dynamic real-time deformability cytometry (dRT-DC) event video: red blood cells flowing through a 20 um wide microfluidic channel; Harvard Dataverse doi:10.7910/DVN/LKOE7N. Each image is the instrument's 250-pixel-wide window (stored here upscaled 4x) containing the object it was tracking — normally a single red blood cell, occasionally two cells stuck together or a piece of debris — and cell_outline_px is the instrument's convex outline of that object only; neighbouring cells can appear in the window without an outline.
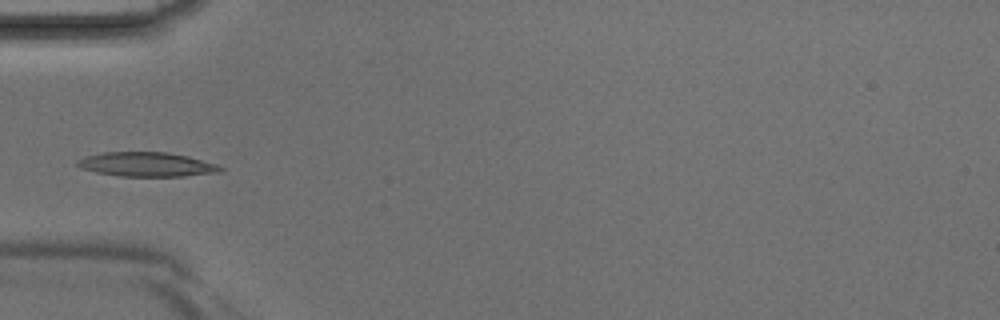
{"species": "Egyptian fruit bat (a non-hibernating species)", "species_latin": "Rousettus aegyptiacus", "temperature_condition": "room temperature", "stored_images_in_passage": 4, "camera_frame_rate_fps": 3000, "um_per_image_px": 0.085, "animal": {"sex": "male"}, "frame": {"image": 1, "passage_image": 4, "time_ms": 1.0, "image_size_px": [1000, 320], "cell_outline_px": [[224, 168], [220, 172], [184, 176], [120, 176], [96, 172], [80, 168], [76, 164], [76, 160], [88, 156], [104, 152], [168, 152], [188, 156], [216, 164]], "centroid_in_image_um": [12.47, 13.97], "position_along_channel_um": 72.5, "area_um2": 20.17}}